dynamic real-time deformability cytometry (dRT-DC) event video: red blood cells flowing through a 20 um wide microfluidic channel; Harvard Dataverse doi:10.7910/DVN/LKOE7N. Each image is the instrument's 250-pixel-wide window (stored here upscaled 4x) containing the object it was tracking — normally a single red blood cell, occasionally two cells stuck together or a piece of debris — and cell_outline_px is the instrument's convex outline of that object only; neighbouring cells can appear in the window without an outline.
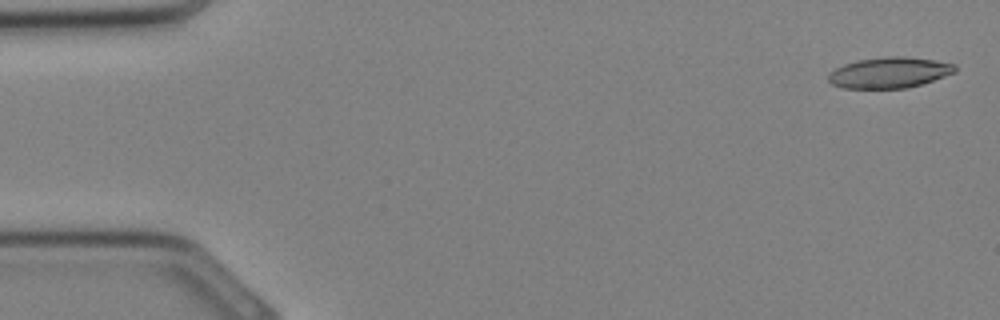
{"species": "Egyptian fruit bat (a non-hibernating species)", "species_latin": "Rousettus aegyptiacus", "temperature_condition": "cold", "stored_images_in_passage": 7, "camera_frame_rate_fps": 3000, "um_per_image_px": 0.085, "animal": {"sex": "female"}, "frame": {"image": 1, "passage_image": 1, "time_ms": 0.0, "image_size_px": [1000, 320], "cell_outline_px": [[956, 72], [920, 84], [904, 88], [844, 88], [832, 84], [828, 80], [828, 72], [844, 64], [860, 60], [884, 56], [904, 56], [932, 60], [956, 64]], "centroid_in_image_um": [75.57, 6.16], "position_along_channel_um": 9.4, "area_um2": 22.54}}